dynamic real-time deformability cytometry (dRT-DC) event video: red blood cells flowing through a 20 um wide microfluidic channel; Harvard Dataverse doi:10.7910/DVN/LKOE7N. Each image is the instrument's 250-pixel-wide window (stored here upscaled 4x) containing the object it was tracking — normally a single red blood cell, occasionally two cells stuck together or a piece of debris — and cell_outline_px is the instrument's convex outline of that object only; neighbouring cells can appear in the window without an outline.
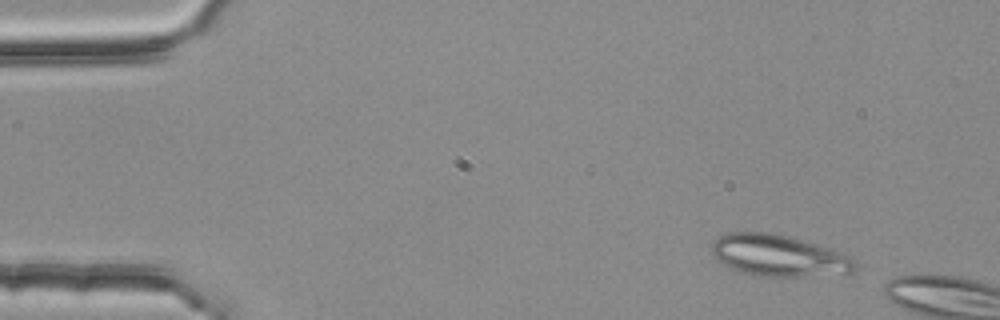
{"species": "common noctule bat (a hibernating species)", "species_latin": "Nyctalus noctula", "temperature_condition": "room temperature", "stored_images_in_passage": 2, "camera_frame_rate_fps": 3000, "um_per_image_px": 0.085, "animal": {"sex": "female", "body_mass_g": 25.1}, "frame": {"image": 1, "passage_image": 1, "time_ms": 0.0, "image_size_px": [1000, 320], "cell_outline_px": [[856, 268], [852, 272], [800, 276], [756, 276], [740, 272], [716, 260], [712, 256], [712, 244], [720, 236], [728, 232], [768, 232], [832, 248], [844, 252], [852, 256], [856, 260]], "centroid_in_image_um": [66.19, 21.72], "position_along_channel_um": 18.8, "area_um2": 34.51}}